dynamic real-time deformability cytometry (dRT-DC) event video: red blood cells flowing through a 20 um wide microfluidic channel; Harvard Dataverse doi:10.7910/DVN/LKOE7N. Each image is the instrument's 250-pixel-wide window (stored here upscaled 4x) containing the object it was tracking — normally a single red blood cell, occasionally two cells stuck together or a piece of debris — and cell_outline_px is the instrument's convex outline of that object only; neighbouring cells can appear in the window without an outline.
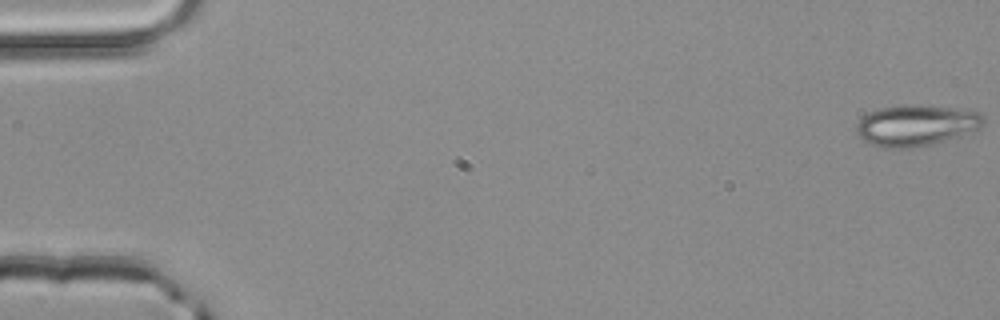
{"species": "common noctule bat (a hibernating species)", "species_latin": "Nyctalus noctula", "temperature_condition": "room temperature", "stored_images_in_passage": 53, "camera_frame_rate_fps": 3000, "um_per_image_px": 0.085, "animal": {"sex": "male", "body_mass_g": 20.4}, "frame": {"image": 1, "passage_image": 1, "time_ms": 0.0, "image_size_px": [1000, 320], "cell_outline_px": [[984, 124], [980, 128], [956, 136], [928, 144], [908, 148], [880, 148], [864, 140], [856, 132], [856, 124], [868, 112], [880, 108], [908, 104], [916, 104], [948, 108], [976, 112], [984, 116]], "centroid_in_image_um": [77.81, 10.65], "position_along_channel_um": 7.2, "area_um2": 29.82}}
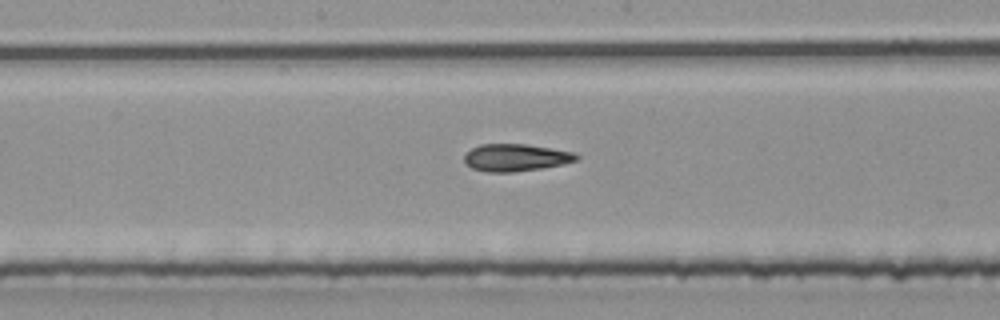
{"frame": {"image": 2, "passage_image": 28, "time_ms": 9.0, "image_size_px": [1000, 320], "cell_outline_px": [[580, 156], [576, 160], [560, 164], [540, 168], [512, 172], [488, 172], [472, 168], [464, 164], [464, 156], [472, 148], [480, 144], [528, 144], [576, 152]], "centroid_in_image_um": [43.82, 13.38], "position_along_channel_um": 204.4, "area_um2": 17.8}}
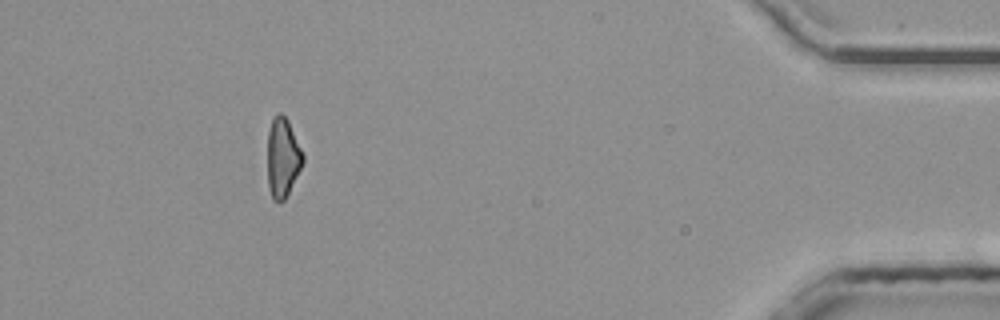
{"frame": {"image": 3, "passage_image": 48, "time_ms": 15.667, "image_size_px": [1000, 320], "cell_outline_px": [[304, 160], [284, 200], [272, 200], [268, 188], [268, 132], [272, 120], [280, 112], [288, 120], [304, 156]], "centroid_in_image_um": [24.01, 13.39], "position_along_channel_um": 411.2, "area_um2": 15.95}, "authors_computed_cell_mechanics": {"area_um2": 18.0336, "velocity_mm_per_s": 4.0425, "shape_relaxation_time_tau1_ms": null, "shape_relaxation_time_tau2_ms": 3.4318, "deformation_change_tau1": null, "deformation_change_tau2": 0.1358}}